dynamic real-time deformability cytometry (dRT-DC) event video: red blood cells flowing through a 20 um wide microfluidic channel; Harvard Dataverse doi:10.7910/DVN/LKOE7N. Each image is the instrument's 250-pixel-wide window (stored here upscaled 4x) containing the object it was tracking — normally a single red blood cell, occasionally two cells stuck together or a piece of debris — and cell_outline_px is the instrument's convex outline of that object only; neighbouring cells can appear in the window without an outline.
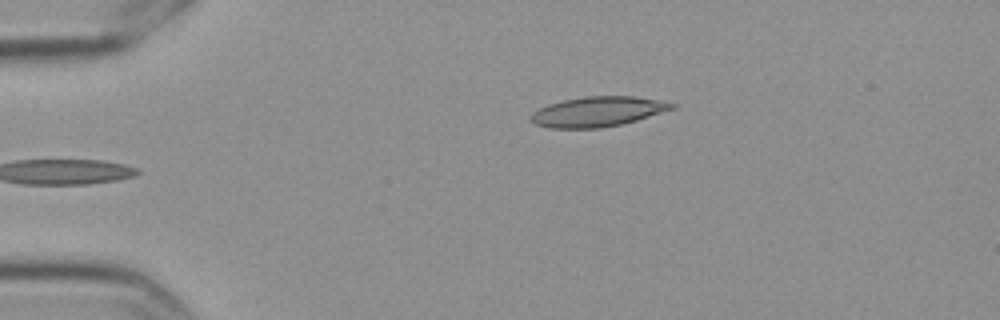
{"species": "Egyptian fruit bat (a non-hibernating species)", "species_latin": "Rousettus aegyptiacus", "temperature_condition": "cold", "stored_images_in_passage": 6, "camera_frame_rate_fps": 3000, "um_per_image_px": 0.085, "frame": {"image": 1, "passage_image": 6, "time_ms": 1.667, "image_size_px": [1000, 320], "cell_outline_px": [[676, 108], [636, 120], [620, 124], [600, 128], [548, 128], [536, 124], [528, 120], [528, 116], [532, 112], [548, 104], [564, 100], [584, 96], [636, 96], [676, 104]], "centroid_in_image_um": [50.75, 9.49], "position_along_channel_um": 34.2, "area_um2": 24.62}}